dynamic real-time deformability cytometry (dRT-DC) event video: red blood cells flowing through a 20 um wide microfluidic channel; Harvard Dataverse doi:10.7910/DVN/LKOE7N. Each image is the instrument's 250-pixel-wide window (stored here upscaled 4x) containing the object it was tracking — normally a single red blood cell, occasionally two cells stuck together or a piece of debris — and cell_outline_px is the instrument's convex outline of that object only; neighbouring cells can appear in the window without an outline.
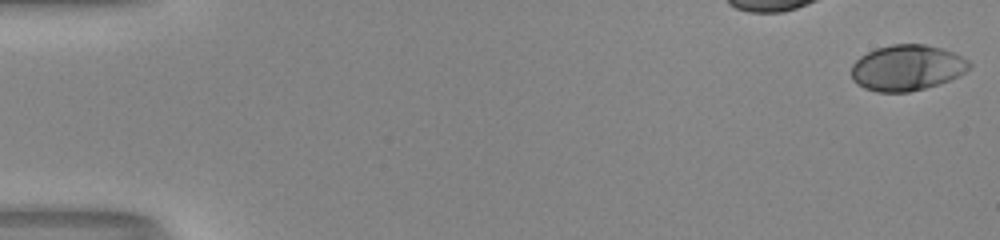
{"species": "human", "species_latin": "Homo sapiens", "temperature_condition": "room temperature", "stored_images_in_passage": 46, "camera_frame_rate_fps": 3000, "um_per_image_px": 0.085, "donor": {"sex": "male"}, "frame": {"image": 1, "passage_image": 1, "time_ms": 0.0, "image_size_px": [1000, 240], "cell_outline_px": [[972, 64], [964, 72], [948, 80], [924, 88], [908, 92], [876, 92], [864, 88], [856, 84], [852, 80], [852, 64], [860, 56], [876, 48], [892, 44], [924, 44], [940, 48], [952, 52], [968, 60]], "centroid_in_image_um": [77.04, 5.76], "position_along_channel_um": 8.0, "area_um2": 31.21}}
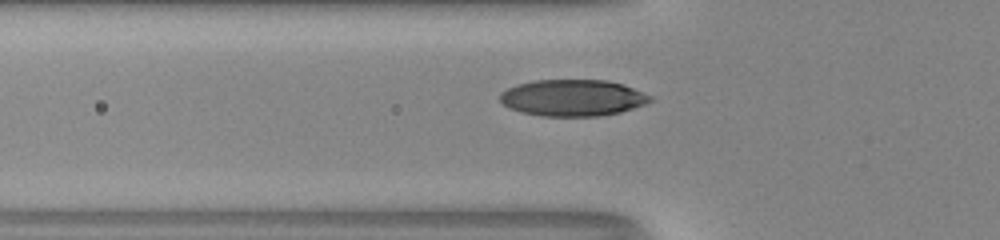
{"frame": {"image": 2, "passage_image": 20, "time_ms": 6.333, "image_size_px": [1000, 240], "cell_outline_px": [[652, 100], [644, 104], [620, 112], [600, 116], [544, 116], [524, 112], [512, 108], [504, 104], [500, 100], [500, 92], [516, 84], [532, 80], [608, 80], [624, 84], [652, 96]], "centroid_in_image_um": [48.69, 8.3], "position_along_channel_um": 77.1, "area_um2": 31.85}}
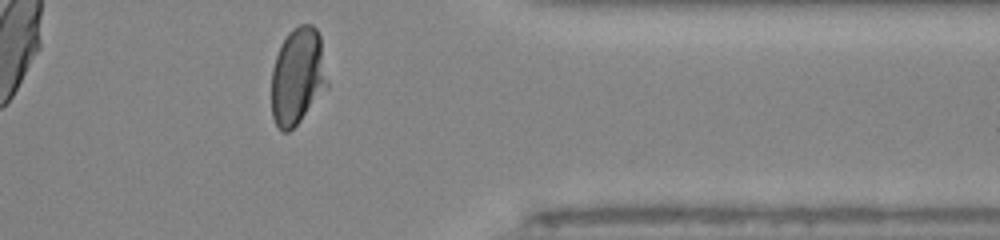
{"frame": {"image": 3, "passage_image": 44, "time_ms": 14.333, "image_size_px": [1000, 240], "cell_outline_px": [[328, 88], [300, 120], [288, 132], [280, 132], [272, 116], [272, 68], [280, 44], [288, 32], [292, 28], [300, 24], [312, 24], [316, 28], [320, 36], [328, 84]], "centroid_in_image_um": [25.3, 6.47], "position_along_channel_um": 386.1, "area_um2": 31.73}, "authors_computed_cell_mechanics": {"area_um2": 31.3565, "velocity_mm_per_s": 4.0134, "shape_relaxation_time_tau1_ms": 3.2012, "shape_relaxation_time_tau2_ms": null, "deformation_change_tau1": 0.1736, "deformation_change_tau2": null}}